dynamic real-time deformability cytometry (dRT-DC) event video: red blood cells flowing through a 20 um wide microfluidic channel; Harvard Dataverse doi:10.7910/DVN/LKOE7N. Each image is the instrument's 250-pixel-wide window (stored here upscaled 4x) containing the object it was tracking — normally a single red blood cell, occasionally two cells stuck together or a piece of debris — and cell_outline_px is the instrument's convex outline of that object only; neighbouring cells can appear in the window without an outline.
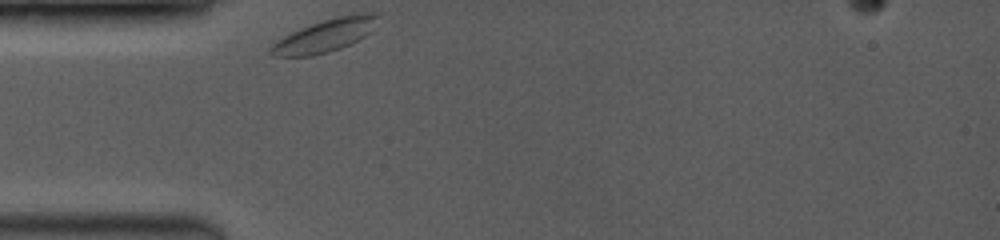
{"species": "common noctule bat (a hibernating species)", "species_latin": "Nyctalus noctula", "temperature_condition": "room temperature", "stored_images_in_passage": 35, "camera_frame_rate_fps": 3500, "um_per_image_px": 0.085, "animal": {"sex": "female", "body_mass_g": 19.0, "forearm_length_mm": 53.3}, "frame": {"image": 1, "passage_image": 1, "time_ms": 0.0, "image_size_px": [1000, 240], "cell_outline_px": [[380, 16], [372, 32], [340, 48], [328, 52], [312, 56], [272, 56], [268, 52], [268, 48], [276, 40], [300, 28], [336, 16], [364, 12], [376, 12]], "centroid_in_image_um": [27.64, 3.01], "position_along_channel_um": 57.4, "area_um2": 20.52}}
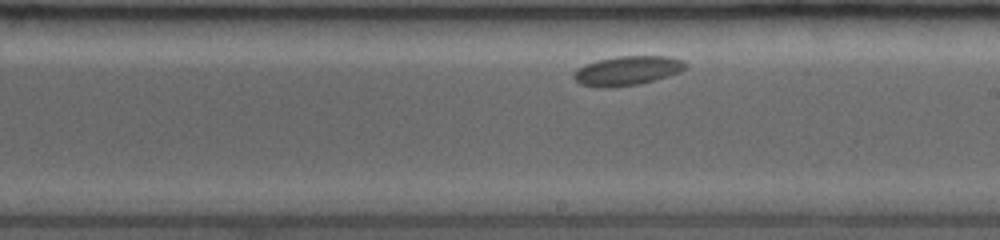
{"frame": {"image": 2, "passage_image": 19, "time_ms": 5.143, "image_size_px": [1000, 240], "cell_outline_px": [[688, 68], [680, 72], [640, 84], [608, 88], [604, 88], [580, 84], [572, 76], [584, 64], [616, 56], [668, 56], [684, 60], [688, 64]], "centroid_in_image_um": [53.38, 6.0], "position_along_channel_um": 235.6, "area_um2": 19.07}}
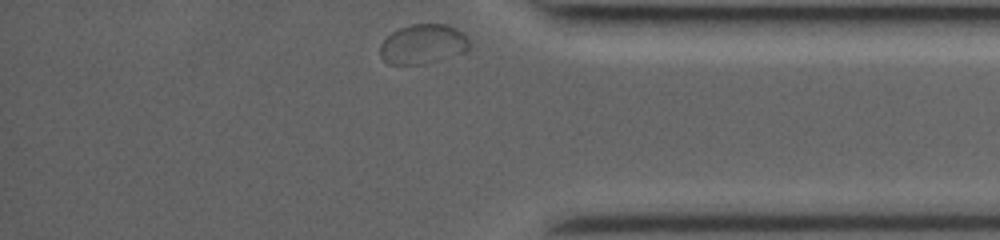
{"frame": {"image": 3, "passage_image": 35, "time_ms": 9.714, "image_size_px": [1000, 240], "cell_outline_px": [[472, 44], [464, 52], [424, 64], [388, 64], [380, 56], [380, 44], [392, 32], [400, 28], [412, 24], [448, 24], [456, 28]], "centroid_in_image_um": [35.93, 3.75], "position_along_channel_um": 399.3, "area_um2": 20.46}}